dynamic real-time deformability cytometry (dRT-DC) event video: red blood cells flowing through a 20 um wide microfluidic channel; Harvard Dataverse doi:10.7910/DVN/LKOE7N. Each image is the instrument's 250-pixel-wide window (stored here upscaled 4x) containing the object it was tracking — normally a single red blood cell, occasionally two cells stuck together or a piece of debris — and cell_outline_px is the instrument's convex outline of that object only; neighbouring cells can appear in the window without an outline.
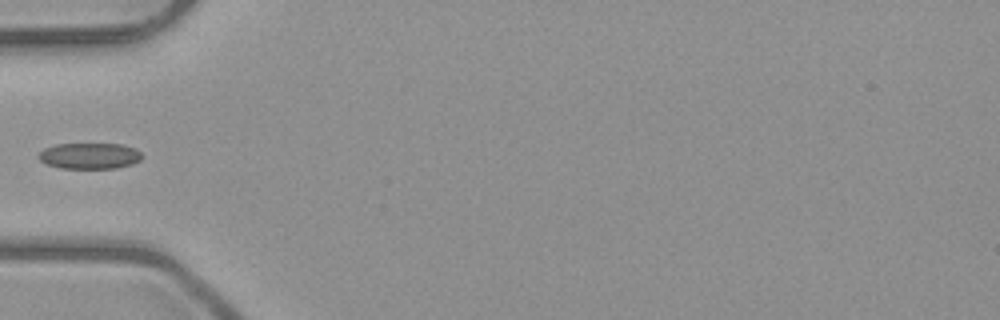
{"species": "common noctule bat (a hibernating species)", "species_latin": "Nyctalus noctula", "temperature_condition": "room temperature", "stored_images_in_passage": 4, "camera_frame_rate_fps": 3000, "um_per_image_px": 0.085, "animal": {"sex": "male", "body_mass_g": 23.1, "forearm_length_mm": 52.7}, "frame": {"image": 1, "passage_image": 4, "time_ms": 3.333, "image_size_px": [1000, 320], "cell_outline_px": [[144, 156], [140, 160], [132, 164], [116, 168], [60, 168], [48, 164], [40, 160], [36, 156], [44, 148], [56, 144], [124, 144], [136, 148]], "centroid_in_image_um": [7.64, 13.24], "position_along_channel_um": 77.4, "area_um2": 15.78}}